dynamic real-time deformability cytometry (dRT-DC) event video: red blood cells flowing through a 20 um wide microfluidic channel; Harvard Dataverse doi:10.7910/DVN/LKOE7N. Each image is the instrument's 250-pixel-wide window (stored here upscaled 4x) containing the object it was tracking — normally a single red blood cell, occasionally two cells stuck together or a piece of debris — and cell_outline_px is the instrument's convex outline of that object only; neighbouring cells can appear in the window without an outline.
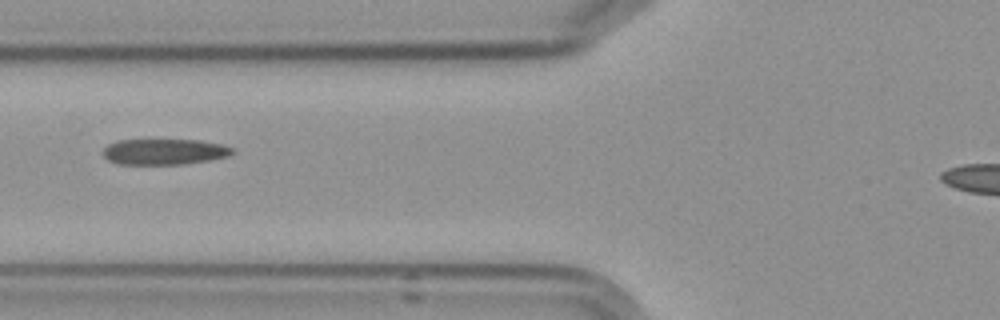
{"species": "Egyptian fruit bat (a non-hibernating species)", "species_latin": "Rousettus aegyptiacus", "temperature_condition": "cold", "stored_images_in_passage": 9, "camera_frame_rate_fps": 3000, "um_per_image_px": 0.085, "frame": {"image": 1, "passage_image": 7, "time_ms": 8.0, "image_size_px": [1000, 320], "cell_outline_px": [[236, 152], [228, 156], [208, 160], [184, 164], [116, 164], [108, 160], [104, 156], [104, 148], [108, 144], [116, 140], [200, 140], [224, 144], [232, 148]], "centroid_in_image_um": [13.98, 12.89], "position_along_channel_um": 111.8, "area_um2": 19.54}}
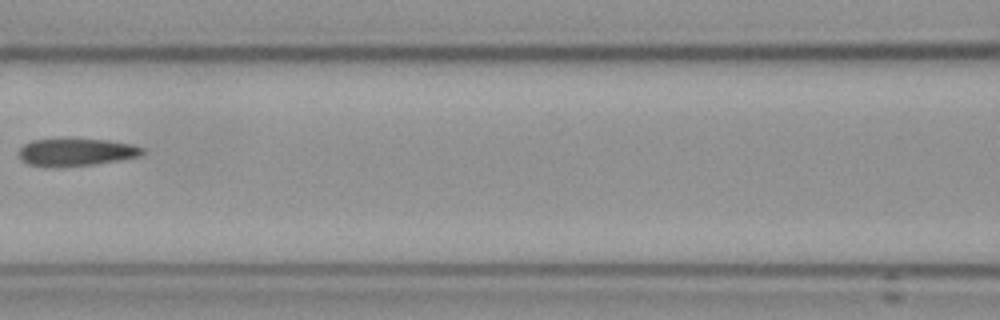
{"frame": {"image": 2, "passage_image": 8, "time_ms": 9.333, "image_size_px": [1000, 320], "cell_outline_px": [[144, 152], [140, 156], [120, 160], [96, 164], [28, 164], [20, 160], [20, 148], [24, 144], [32, 140], [108, 140], [132, 144], [144, 148]], "centroid_in_image_um": [6.56, 12.9], "position_along_channel_um": 160.0, "area_um2": 18.73}}